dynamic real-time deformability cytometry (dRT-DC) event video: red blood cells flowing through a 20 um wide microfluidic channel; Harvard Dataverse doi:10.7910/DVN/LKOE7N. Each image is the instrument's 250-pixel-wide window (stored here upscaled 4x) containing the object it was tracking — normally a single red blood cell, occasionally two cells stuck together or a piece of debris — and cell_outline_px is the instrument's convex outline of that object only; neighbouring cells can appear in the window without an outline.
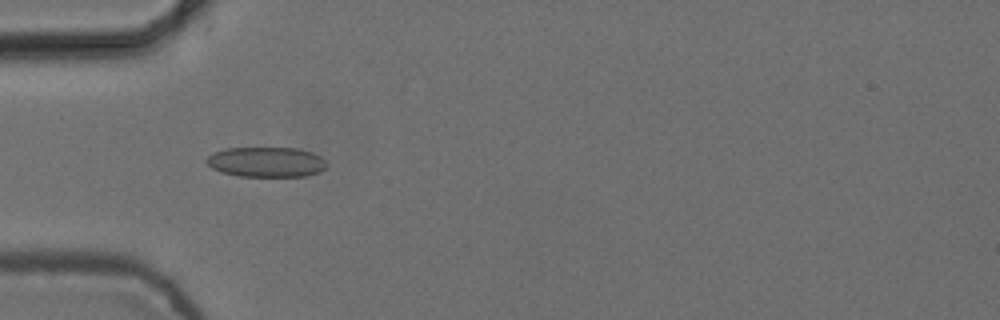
{"species": "common noctule bat (a hibernating species)", "species_latin": "Nyctalus noctula", "temperature_condition": "cold", "stored_images_in_passage": 8, "camera_frame_rate_fps": 3000, "um_per_image_px": 0.085, "animal": {"sex": "female", "body_mass_g": 24.6, "forearm_length_mm": 56.2}, "frame": {"image": 1, "passage_image": 4, "time_ms": 1.0, "image_size_px": [1000, 320], "cell_outline_px": [[328, 164], [320, 172], [308, 176], [240, 176], [220, 172], [212, 168], [204, 160], [212, 152], [228, 148], [300, 148], [312, 152], [320, 156]], "centroid_in_image_um": [22.64, 13.77], "position_along_channel_um": 62.4, "area_um2": 21.21}}
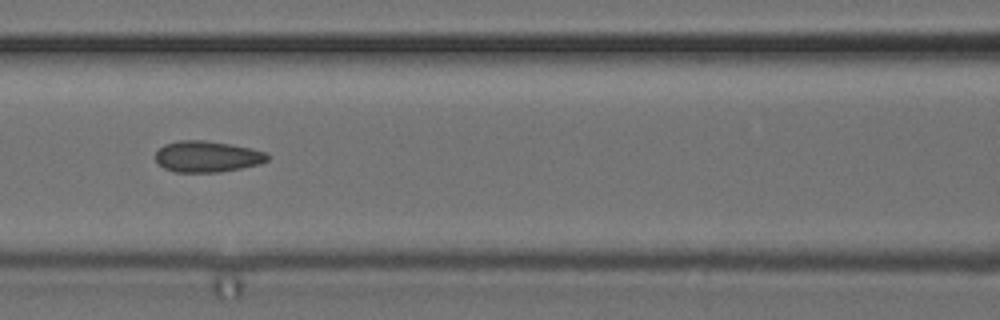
{"frame": {"image": 2, "passage_image": 6, "time_ms": 1.667, "image_size_px": [1000, 320], "cell_outline_px": [[268, 160], [260, 164], [220, 172], [172, 172], [164, 168], [156, 160], [156, 152], [164, 144], [180, 140], [204, 140], [232, 144], [252, 148], [264, 152], [268, 156]], "centroid_in_image_um": [17.6, 13.3], "position_along_channel_um": 149.0, "area_um2": 20.35}}
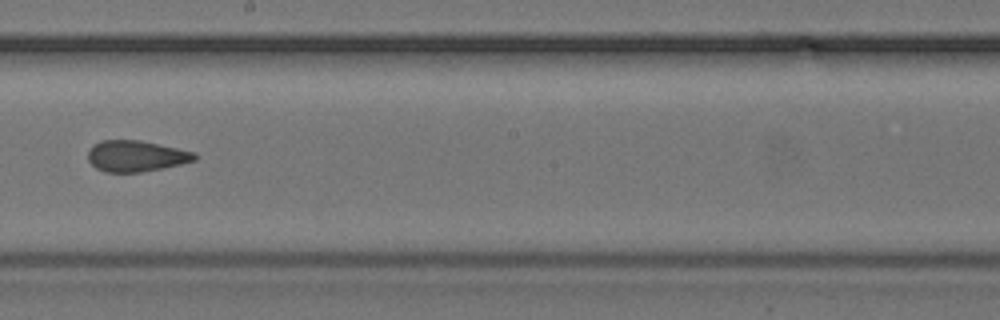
{"frame": {"image": 3, "passage_image": 8, "time_ms": 2.333, "image_size_px": [1000, 320], "cell_outline_px": [[200, 156], [196, 160], [180, 164], [140, 172], [104, 172], [96, 168], [88, 160], [88, 152], [92, 144], [100, 140], [140, 140], [196, 152]], "centroid_in_image_um": [11.56, 13.25], "position_along_channel_um": 236.6, "area_um2": 19.42}}